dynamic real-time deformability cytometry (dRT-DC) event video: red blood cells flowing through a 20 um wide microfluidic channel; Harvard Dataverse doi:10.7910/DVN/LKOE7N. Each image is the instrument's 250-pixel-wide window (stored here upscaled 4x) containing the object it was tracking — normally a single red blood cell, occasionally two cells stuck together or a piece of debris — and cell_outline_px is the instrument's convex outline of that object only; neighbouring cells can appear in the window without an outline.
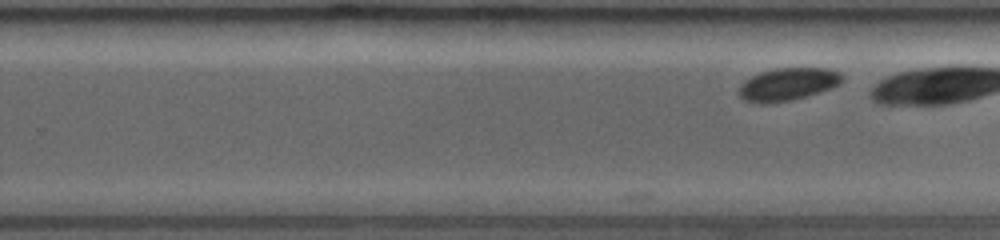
{"species": "common noctule bat (a hibernating species)", "species_latin": "Nyctalus noctula", "temperature_condition": "room temperature", "stored_images_in_passage": 20, "camera_frame_rate_fps": 3000, "um_per_image_px": 0.085, "animal": {"sex": "female", "body_mass_g": 19.0, "forearm_length_mm": 53.3}, "frame": {"image": 1, "passage_image": 20, "time_ms": 4.333, "image_size_px": [1000, 240], "cell_outline_px": [[844, 76], [840, 84], [792, 100], [744, 100], [740, 96], [740, 84], [744, 80], [760, 72], [776, 68], [828, 68], [840, 72]], "centroid_in_image_um": [67.02, 7.09], "position_along_channel_um": 262.8, "area_um2": 18.73}}